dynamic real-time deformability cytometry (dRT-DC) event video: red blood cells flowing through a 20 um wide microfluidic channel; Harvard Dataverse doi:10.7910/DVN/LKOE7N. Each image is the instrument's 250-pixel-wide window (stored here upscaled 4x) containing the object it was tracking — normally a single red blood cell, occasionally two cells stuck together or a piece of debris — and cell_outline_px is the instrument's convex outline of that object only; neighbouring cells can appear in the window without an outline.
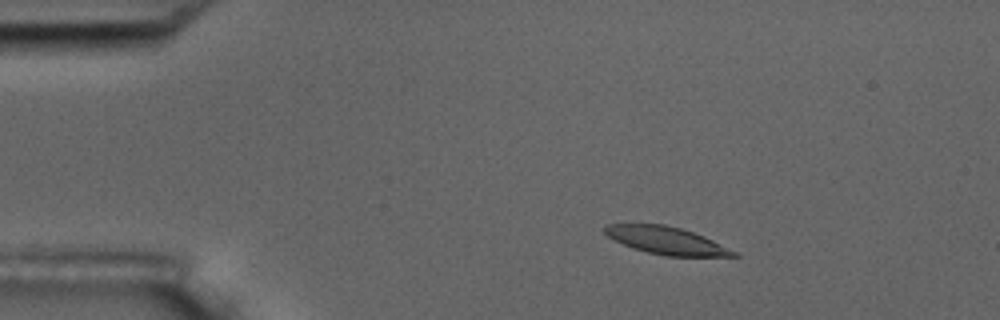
{"species": "common noctule bat (a hibernating species)", "species_latin": "Nyctalus noctula", "temperature_condition": "room temperature", "stored_images_in_passage": 5, "camera_frame_rate_fps": 3000, "um_per_image_px": 0.085, "animal": {"sex": "male", "body_mass_g": 17.5, "forearm_length_mm": 52.3}, "frame": {"image": 1, "passage_image": 3, "time_ms": 2.333, "image_size_px": [1000, 320], "cell_outline_px": [[740, 256], [668, 256], [648, 252], [632, 248], [608, 236], [604, 232], [604, 228], [608, 224], [664, 224], [680, 228], [704, 236], [736, 252]], "centroid_in_image_um": [56.63, 20.44], "position_along_channel_um": 28.4, "area_um2": 20.23}}